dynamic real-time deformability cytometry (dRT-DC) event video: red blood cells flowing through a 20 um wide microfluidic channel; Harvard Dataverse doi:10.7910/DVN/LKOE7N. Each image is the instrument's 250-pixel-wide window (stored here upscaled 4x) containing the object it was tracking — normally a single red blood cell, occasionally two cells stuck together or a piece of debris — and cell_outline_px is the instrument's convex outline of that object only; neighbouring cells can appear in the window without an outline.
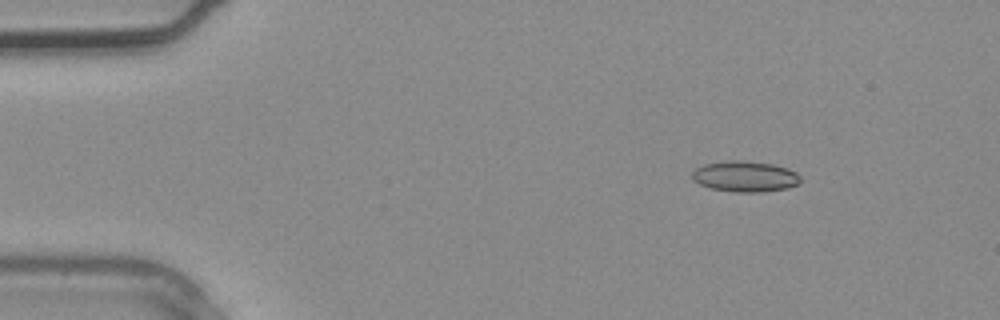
{"species": "common noctule bat (a hibernating species)", "species_latin": "Nyctalus noctula", "temperature_condition": "warm", "stored_images_in_passage": 4, "camera_frame_rate_fps": 3000, "um_per_image_px": 0.085, "animal": {"sex": "male", "body_mass_g": 20.4}, "frame": {"image": 1, "passage_image": 2, "time_ms": 0.333, "image_size_px": [1000, 320], "cell_outline_px": [[800, 180], [796, 184], [788, 188], [764, 192], [736, 192], [712, 188], [700, 184], [692, 180], [692, 172], [696, 168], [704, 164], [728, 160], [736, 160], [772, 164], [788, 168], [796, 172], [800, 176]], "centroid_in_image_um": [63.32, 15.0], "position_along_channel_um": 21.7, "area_um2": 19.36}}
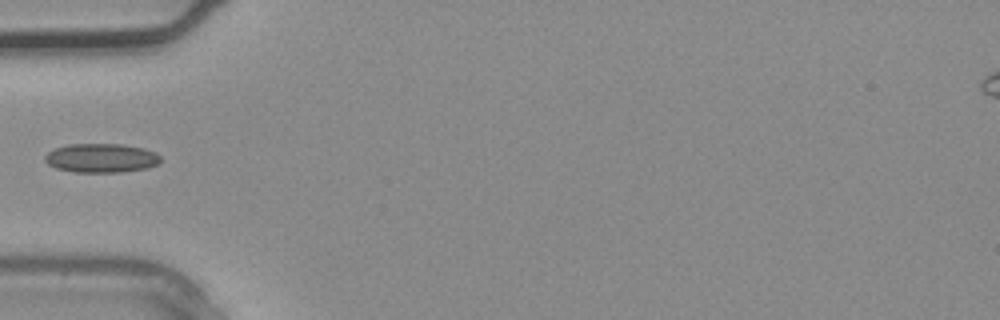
{"frame": {"image": 2, "passage_image": 4, "time_ms": 1.0, "image_size_px": [1000, 320], "cell_outline_px": [[160, 164], [148, 168], [120, 172], [72, 172], [56, 168], [48, 164], [44, 160], [44, 156], [48, 152], [56, 148], [68, 144], [124, 144], [144, 148], [156, 152], [160, 156]], "centroid_in_image_um": [8.63, 13.43], "position_along_channel_um": 76.4, "area_um2": 19.77}}